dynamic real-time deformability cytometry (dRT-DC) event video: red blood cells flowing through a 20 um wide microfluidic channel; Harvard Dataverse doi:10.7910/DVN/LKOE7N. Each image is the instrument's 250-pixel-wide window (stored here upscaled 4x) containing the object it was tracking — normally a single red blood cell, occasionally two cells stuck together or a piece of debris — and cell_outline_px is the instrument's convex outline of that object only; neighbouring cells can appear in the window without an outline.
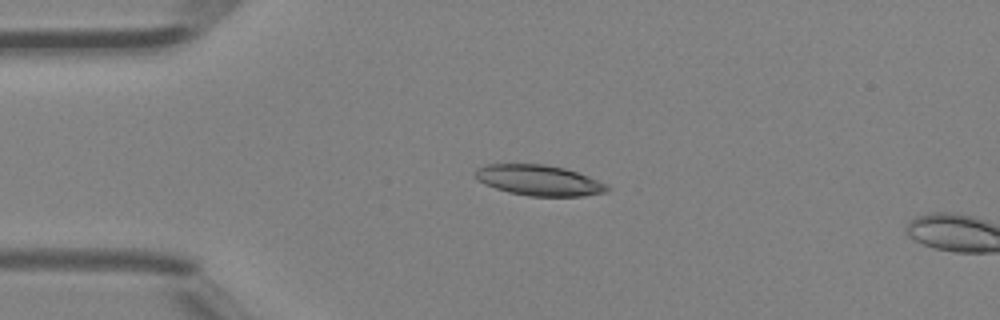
{"species": "Egyptian fruit bat (a non-hibernating species)", "species_latin": "Rousettus aegyptiacus", "temperature_condition": "room temperature", "stored_images_in_passage": 5, "camera_frame_rate_fps": 3000, "um_per_image_px": 0.085, "animal": {"sex": "female"}, "frame": {"image": 1, "passage_image": 4, "time_ms": 1.0, "image_size_px": [1000, 320], "cell_outline_px": [[612, 188], [608, 192], [584, 196], [528, 196], [508, 192], [484, 184], [476, 176], [476, 168], [488, 164], [544, 164], [564, 168], [588, 176], [608, 184]], "centroid_in_image_um": [45.87, 15.33], "position_along_channel_um": 39.1, "area_um2": 23.52}}